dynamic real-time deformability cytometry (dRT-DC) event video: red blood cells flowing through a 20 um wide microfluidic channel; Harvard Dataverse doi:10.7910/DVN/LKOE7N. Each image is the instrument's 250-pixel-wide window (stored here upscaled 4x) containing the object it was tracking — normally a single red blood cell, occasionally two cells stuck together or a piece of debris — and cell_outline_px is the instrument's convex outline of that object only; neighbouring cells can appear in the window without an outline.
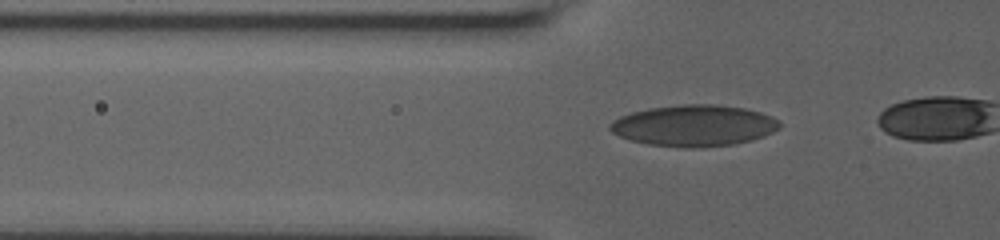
{"species": "human", "species_latin": "Homo sapiens", "temperature_condition": "room temperature", "stored_images_in_passage": 17, "camera_frame_rate_fps": 3000, "um_per_image_px": 0.085, "donor": {"sex": "male"}, "frame": {"image": 1, "passage_image": 15, "time_ms": 6.0, "image_size_px": [1000, 240], "cell_outline_px": [[780, 128], [764, 136], [752, 140], [732, 144], [700, 148], [684, 148], [648, 144], [632, 140], [620, 136], [612, 132], [608, 128], [608, 124], [612, 120], [620, 116], [632, 112], [648, 108], [684, 104], [716, 104], [744, 108], [760, 112], [772, 116], [780, 120]], "centroid_in_image_um": [58.99, 10.67], "position_along_channel_um": 66.8, "area_um2": 41.04}}